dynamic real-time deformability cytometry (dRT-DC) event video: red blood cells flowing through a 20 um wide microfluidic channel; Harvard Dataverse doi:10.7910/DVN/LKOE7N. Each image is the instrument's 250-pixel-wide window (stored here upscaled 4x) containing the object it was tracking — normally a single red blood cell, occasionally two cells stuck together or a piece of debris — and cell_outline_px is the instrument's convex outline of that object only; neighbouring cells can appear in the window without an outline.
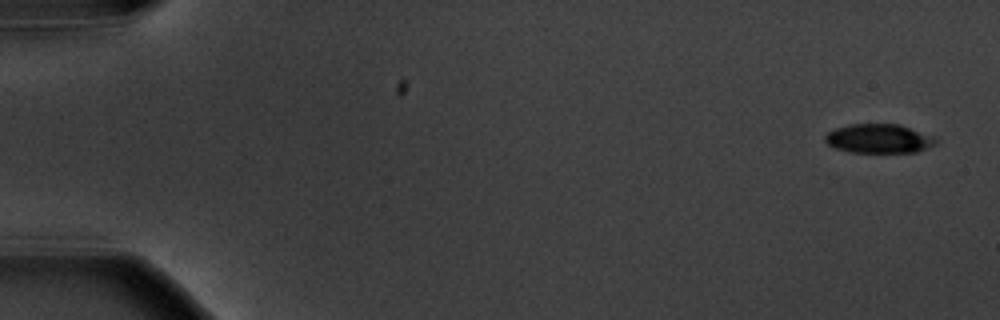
{"species": "common noctule bat (a hibernating species)", "species_latin": "Nyctalus noctula", "temperature_condition": "warm", "stored_images_in_passage": 7, "camera_frame_rate_fps": 3000, "um_per_image_px": 0.085, "animal": {"sex": "male", "body_mass_g": 20.1, "forearm_length_mm": 53.5}, "frame": {"image": 1, "passage_image": 1, "time_ms": 0.0, "image_size_px": [1000, 320], "cell_outline_px": [[936, 144], [916, 152], [852, 152], [836, 148], [828, 144], [824, 140], [824, 136], [828, 132], [836, 128], [848, 124], [900, 124], [936, 136]], "centroid_in_image_um": [74.73, 11.77], "position_along_channel_um": 10.3, "area_um2": 18.84}}
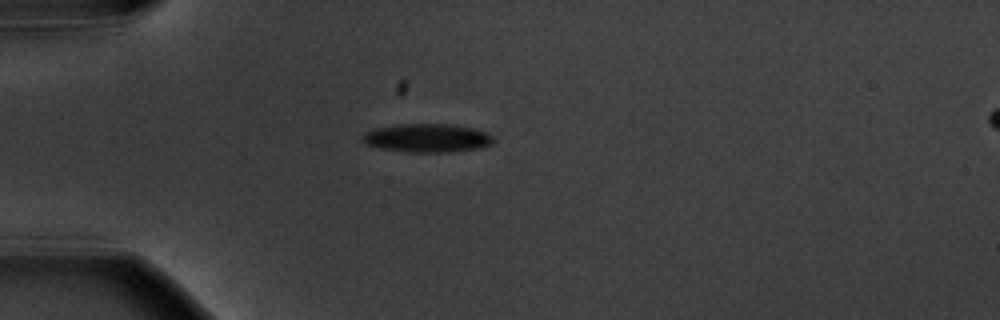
{"frame": {"image": 2, "passage_image": 5, "time_ms": 4.667, "image_size_px": [1000, 320], "cell_outline_px": [[496, 140], [492, 144], [480, 148], [448, 152], [412, 152], [384, 148], [364, 144], [360, 140], [368, 132], [376, 128], [400, 124], [452, 124], [472, 128], [484, 132], [492, 136]], "centroid_in_image_um": [36.35, 11.73], "position_along_channel_um": 48.6, "area_um2": 21.5}}